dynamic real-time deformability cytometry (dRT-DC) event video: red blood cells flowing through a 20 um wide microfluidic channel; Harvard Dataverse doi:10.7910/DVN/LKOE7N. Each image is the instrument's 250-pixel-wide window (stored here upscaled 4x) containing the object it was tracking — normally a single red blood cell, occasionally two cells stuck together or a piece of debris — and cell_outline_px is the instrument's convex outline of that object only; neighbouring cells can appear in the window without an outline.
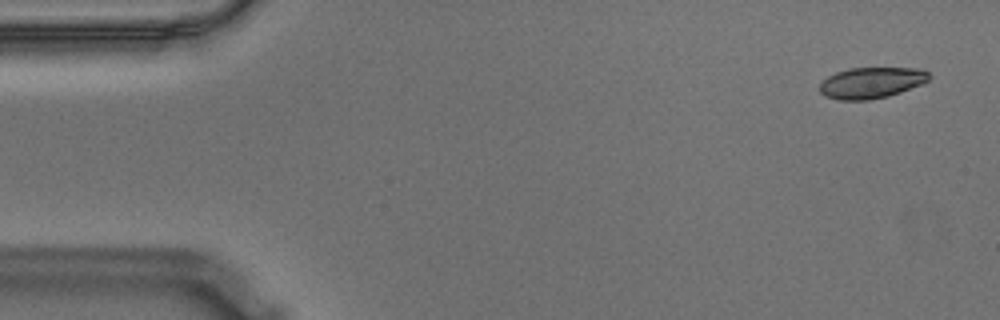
{"species": "Egyptian fruit bat (a non-hibernating species)", "species_latin": "Rousettus aegyptiacus", "temperature_condition": "warm", "stored_images_in_passage": 30, "camera_frame_rate_fps": 3000, "um_per_image_px": 0.085, "animal": {"sex": "male"}, "frame": {"image": 1, "passage_image": 2, "time_ms": 0.333, "image_size_px": [1000, 320], "cell_outline_px": [[932, 76], [928, 80], [920, 84], [900, 92], [888, 96], [868, 100], [840, 100], [824, 96], [820, 92], [820, 84], [828, 76], [836, 72], [848, 68], [924, 68]], "centroid_in_image_um": [74.07, 7.02], "position_along_channel_um": 10.9, "area_um2": 19.83}}
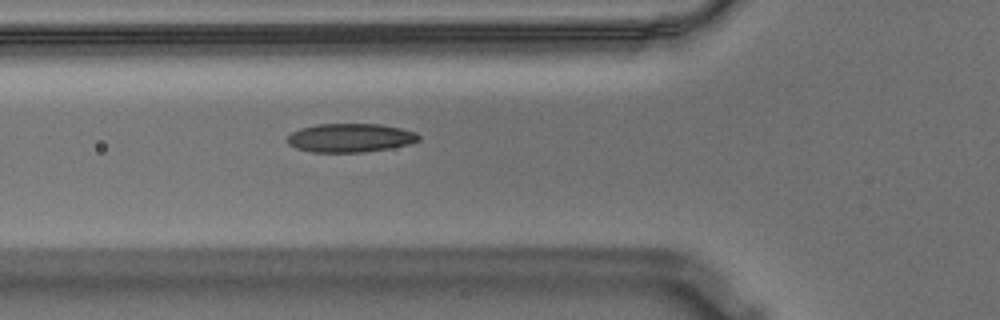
{"frame": {"image": 2, "passage_image": 19, "time_ms": 6.0, "image_size_px": [1000, 320], "cell_outline_px": [[420, 140], [408, 144], [388, 148], [364, 152], [312, 152], [296, 148], [288, 144], [288, 136], [292, 132], [300, 128], [324, 120], [344, 120], [380, 124], [400, 128], [416, 132], [420, 136]], "centroid_in_image_um": [29.71, 11.64], "position_along_channel_um": 96.1, "area_um2": 23.24}}
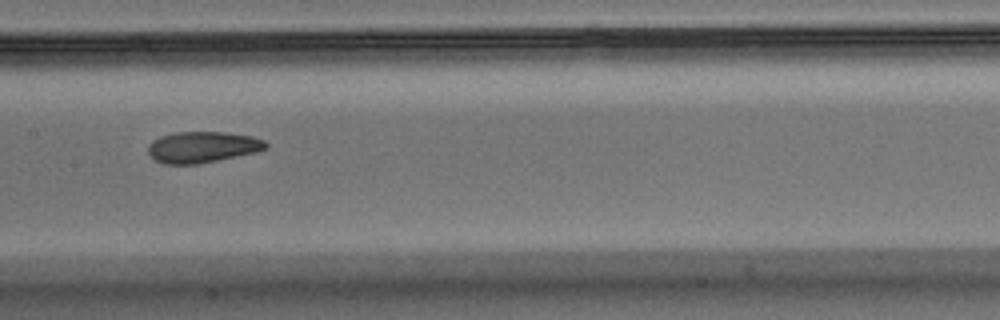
{"frame": {"image": 3, "passage_image": 27, "time_ms": 8.667, "image_size_px": [1000, 320], "cell_outline_px": [[268, 148], [256, 152], [200, 164], [164, 164], [152, 160], [148, 152], [148, 144], [152, 140], [160, 136], [176, 132], [228, 132], [252, 136], [264, 140], [268, 144]], "centroid_in_image_um": [17.19, 12.5], "position_along_channel_um": 190.2, "area_um2": 21.68}}